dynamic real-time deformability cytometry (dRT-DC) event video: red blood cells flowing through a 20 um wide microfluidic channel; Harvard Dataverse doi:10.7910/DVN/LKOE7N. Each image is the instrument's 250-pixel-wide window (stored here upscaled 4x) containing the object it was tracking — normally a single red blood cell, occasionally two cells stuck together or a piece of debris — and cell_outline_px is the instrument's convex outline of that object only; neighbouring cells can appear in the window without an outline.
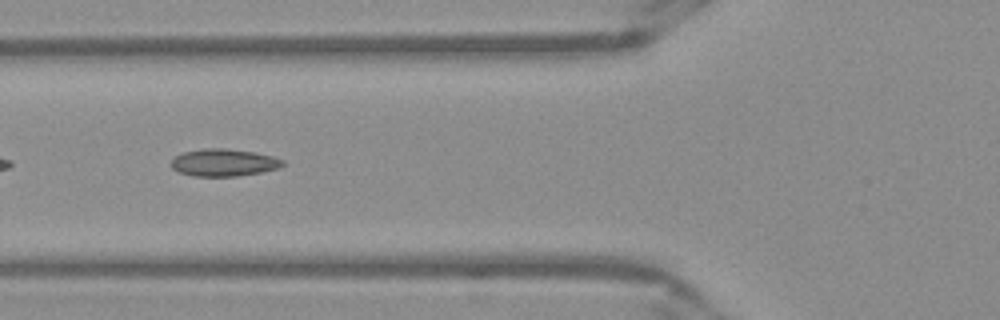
{"species": "Egyptian fruit bat (a non-hibernating species)", "species_latin": "Rousettus aegyptiacus", "temperature_condition": "warm", "stored_images_in_passage": 37, "camera_frame_rate_fps": 3000, "um_per_image_px": 0.085, "frame": {"image": 1, "passage_image": 5, "time_ms": 1.333, "image_size_px": [1000, 320], "cell_outline_px": [[284, 164], [280, 168], [260, 172], [236, 176], [192, 176], [180, 172], [172, 168], [172, 160], [176, 156], [184, 152], [204, 148], [224, 148], [256, 152], [272, 156], [284, 160]], "centroid_in_image_um": [19.05, 13.81], "position_along_channel_um": 106.8, "area_um2": 17.69}}
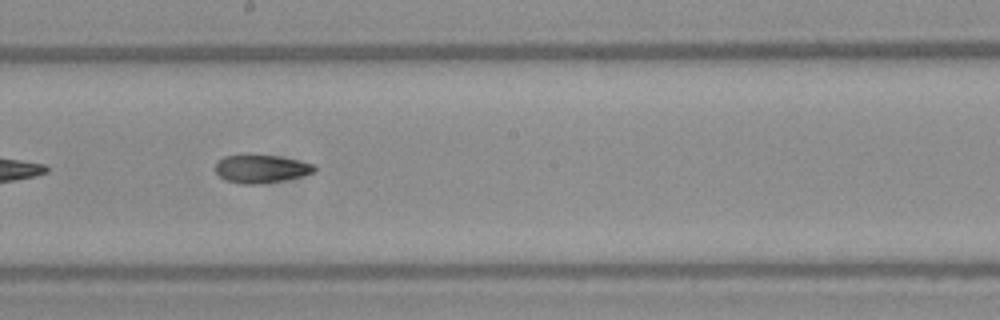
{"frame": {"image": 2, "passage_image": 14, "time_ms": 4.333, "image_size_px": [1000, 320], "cell_outline_px": [[316, 172], [300, 176], [280, 180], [256, 184], [240, 184], [224, 180], [216, 172], [216, 160], [224, 156], [276, 156], [316, 164]], "centroid_in_image_um": [22.18, 14.36], "position_along_channel_um": 226.0, "area_um2": 15.9}}
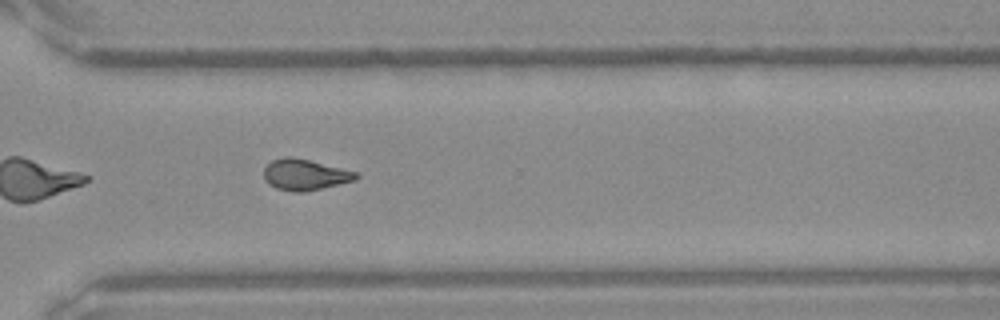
{"frame": {"image": 3, "passage_image": 23, "time_ms": 7.333, "image_size_px": [1000, 320], "cell_outline_px": [[360, 176], [356, 180], [304, 192], [296, 192], [276, 188], [268, 184], [264, 180], [264, 168], [272, 160], [284, 156], [292, 156], [356, 172]], "centroid_in_image_um": [25.88, 14.85], "position_along_channel_um": 344.7, "area_um2": 16.53}, "authors_computed_cell_mechanics": {"area_um2": 16.473, "velocity_mm_per_s": 3.9593, "shape_relaxation_time_tau1_ms": null, "shape_relaxation_time_tau2_ms": 1.9993, "deformation_change_tau1": null, "deformation_change_tau2": 0.0789}}